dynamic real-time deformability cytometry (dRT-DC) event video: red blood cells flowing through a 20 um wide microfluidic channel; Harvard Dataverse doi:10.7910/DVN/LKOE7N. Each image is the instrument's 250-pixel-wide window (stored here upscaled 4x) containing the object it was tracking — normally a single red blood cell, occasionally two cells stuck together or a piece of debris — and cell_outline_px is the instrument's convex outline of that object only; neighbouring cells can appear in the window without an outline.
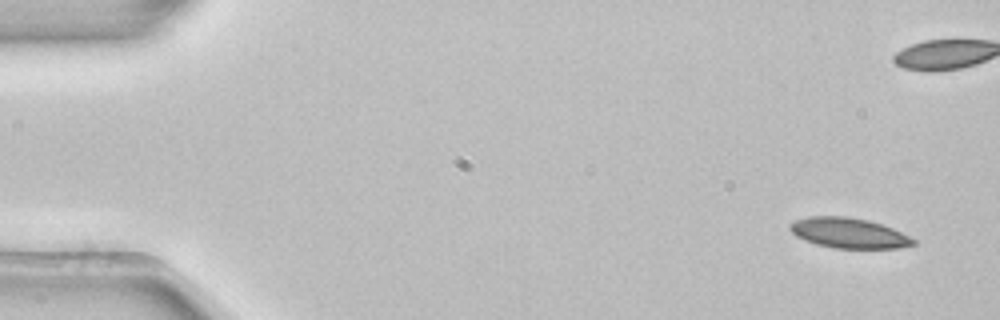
{"species": "common noctule bat (a hibernating species)", "species_latin": "Nyctalus noctula", "temperature_condition": "room temperature", "stored_images_in_passage": 4, "camera_frame_rate_fps": 3000, "um_per_image_px": 0.085, "animal": {"sex": "female", "body_mass_g": 22.7, "forearm_length_mm": 54.2}, "frame": {"image": 1, "passage_image": 1, "time_ms": 0.0, "image_size_px": [1000, 320], "cell_outline_px": [[916, 244], [900, 248], [836, 248], [816, 244], [804, 240], [796, 236], [788, 228], [788, 224], [796, 220], [808, 216], [844, 216], [868, 220], [892, 228], [916, 240]], "centroid_in_image_um": [72.12, 19.8], "position_along_channel_um": 12.9, "area_um2": 21.68}}